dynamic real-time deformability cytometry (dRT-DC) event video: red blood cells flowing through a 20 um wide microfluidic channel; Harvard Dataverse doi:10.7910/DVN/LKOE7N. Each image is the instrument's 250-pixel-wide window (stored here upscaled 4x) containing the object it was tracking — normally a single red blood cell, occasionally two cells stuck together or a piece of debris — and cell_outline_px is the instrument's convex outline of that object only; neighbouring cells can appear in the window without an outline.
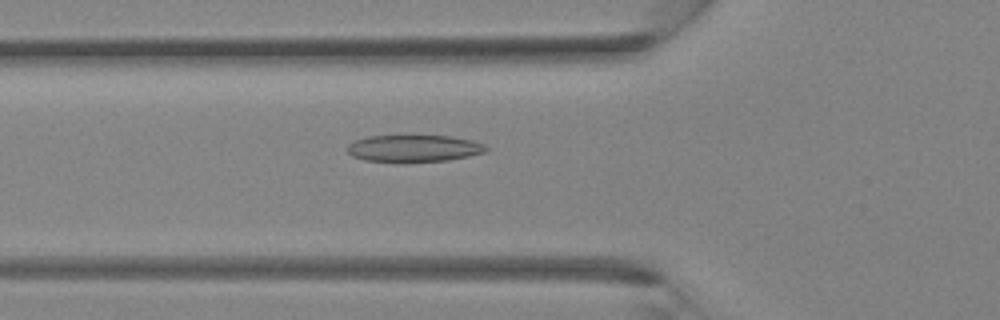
{"species": "Egyptian fruit bat (a non-hibernating species)", "species_latin": "Rousettus aegyptiacus", "temperature_condition": "room temperature", "stored_images_in_passage": 28, "camera_frame_rate_fps": 3000, "um_per_image_px": 0.085, "animal": {"sex": "female"}, "frame": {"image": 1, "passage_image": 4, "time_ms": 1.0, "image_size_px": [1000, 320], "cell_outline_px": [[488, 152], [448, 160], [364, 160], [352, 156], [348, 152], [348, 144], [356, 140], [368, 136], [452, 136], [472, 140], [484, 144], [488, 148]], "centroid_in_image_um": [35.23, 12.58], "position_along_channel_um": 90.6, "area_um2": 21.15}}
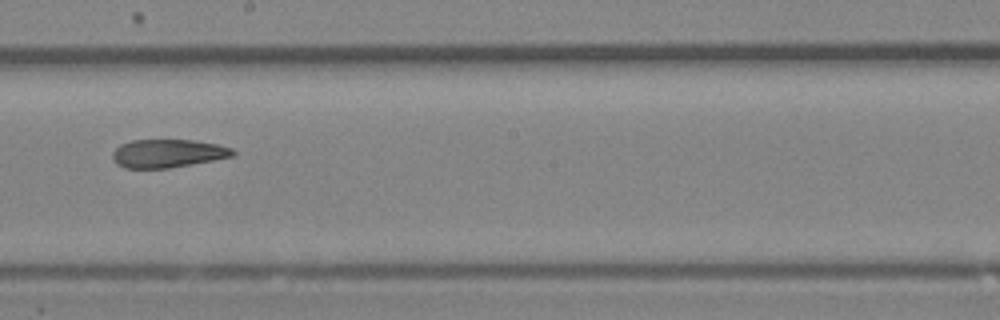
{"frame": {"image": 2, "passage_image": 12, "time_ms": 3.667, "image_size_px": [1000, 320], "cell_outline_px": [[236, 156], [192, 164], [168, 168], [124, 168], [116, 164], [112, 156], [112, 152], [120, 144], [132, 140], [192, 140], [216, 144], [232, 148], [236, 152]], "centroid_in_image_um": [14.26, 13.04], "position_along_channel_um": 233.9, "area_um2": 19.88}}
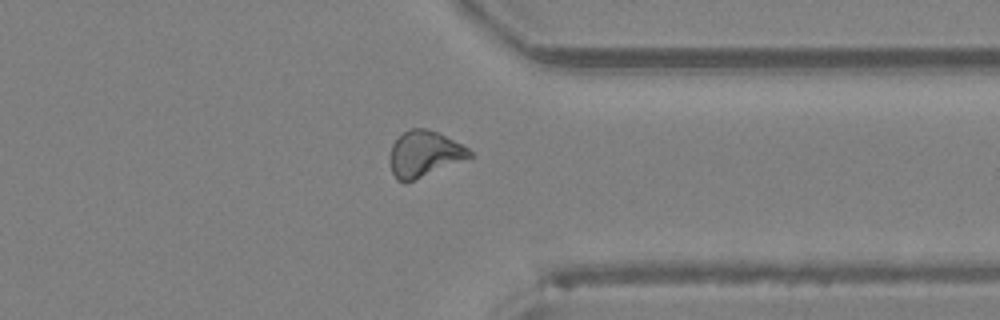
{"frame": {"image": 3, "passage_image": 20, "time_ms": 6.333, "image_size_px": [1000, 320], "cell_outline_px": [[472, 156], [404, 184], [396, 180], [392, 172], [388, 156], [392, 144], [404, 132], [412, 128], [424, 128], [440, 132], [468, 148], [472, 152]], "centroid_in_image_um": [36.02, 13.08], "position_along_channel_um": 375.4, "area_um2": 21.27}}